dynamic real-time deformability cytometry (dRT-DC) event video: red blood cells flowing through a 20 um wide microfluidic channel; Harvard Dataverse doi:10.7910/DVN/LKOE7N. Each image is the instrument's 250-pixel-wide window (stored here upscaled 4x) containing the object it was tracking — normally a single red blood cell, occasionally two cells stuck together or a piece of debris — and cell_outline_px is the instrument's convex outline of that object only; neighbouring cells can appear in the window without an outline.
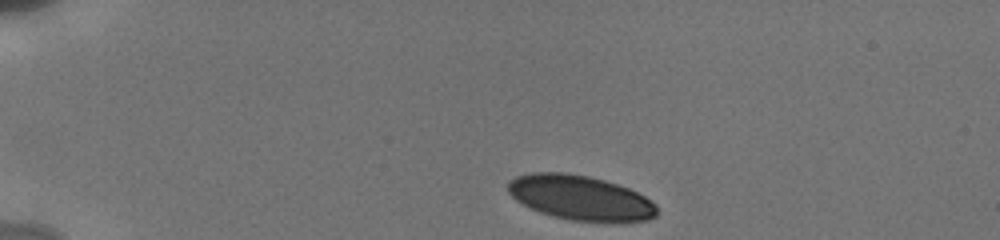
{"species": "human", "species_latin": "Homo sapiens", "temperature_condition": "cold", "stored_images_in_passage": 25, "camera_frame_rate_fps": 3000, "um_per_image_px": 0.085, "donor": {"sex": "male"}, "frame": {"image": 1, "passage_image": 1, "time_ms": 0.0, "image_size_px": [1000, 240], "cell_outline_px": [[656, 216], [648, 220], [616, 224], [572, 220], [552, 216], [540, 212], [516, 200], [508, 192], [508, 180], [516, 176], [532, 172], [564, 172], [588, 176], [604, 180], [628, 188], [644, 196], [656, 204]], "centroid_in_image_um": [49.35, 16.83], "position_along_channel_um": 35.6, "area_um2": 39.25}}
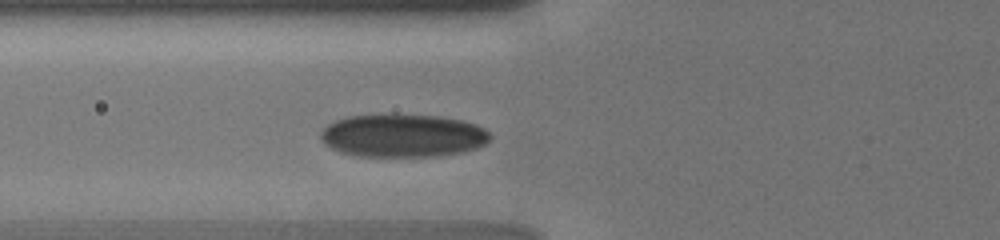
{"frame": {"image": 2, "passage_image": 15, "time_ms": 3.333, "image_size_px": [1000, 240], "cell_outline_px": [[492, 136], [484, 144], [476, 148], [464, 152], [432, 156], [360, 156], [340, 152], [324, 144], [320, 140], [320, 132], [328, 124], [336, 120], [348, 116], [440, 116], [460, 120], [476, 124], [484, 128]], "centroid_in_image_um": [34.23, 11.55], "position_along_channel_um": 91.6, "area_um2": 41.91}}
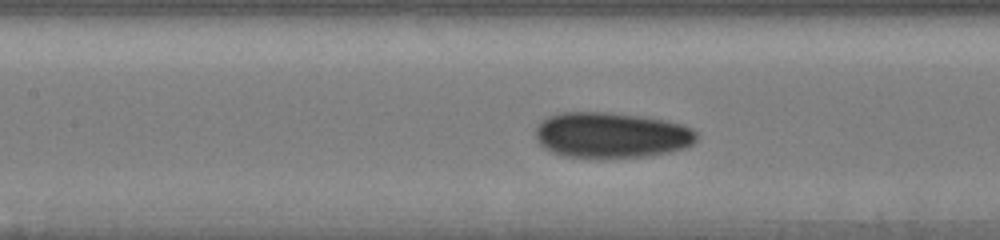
{"frame": {"image": 3, "passage_image": 21, "time_ms": 5.0, "image_size_px": [1000, 240], "cell_outline_px": [[696, 140], [692, 144], [684, 148], [652, 156], [596, 160], [564, 156], [552, 152], [544, 148], [536, 140], [536, 128], [540, 120], [548, 116], [560, 112], [612, 112], [640, 116], [664, 120], [680, 124], [692, 128], [696, 132]], "centroid_in_image_um": [51.92, 11.51], "position_along_channel_um": 155.5, "area_um2": 43.81}}